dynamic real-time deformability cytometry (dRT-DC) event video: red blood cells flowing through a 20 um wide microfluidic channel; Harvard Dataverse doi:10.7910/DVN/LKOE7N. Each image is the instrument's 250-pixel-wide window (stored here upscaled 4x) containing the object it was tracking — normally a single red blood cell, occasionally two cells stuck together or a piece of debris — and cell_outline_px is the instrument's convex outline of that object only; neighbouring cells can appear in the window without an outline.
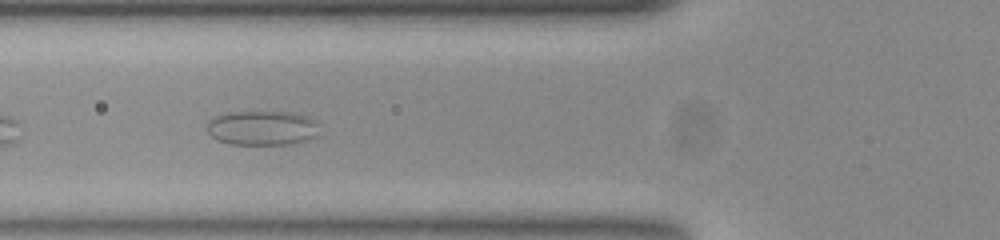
{"species": "common noctule bat (a hibernating species)", "species_latin": "Nyctalus noctula", "temperature_condition": "room temperature", "stored_images_in_passage": 41, "camera_frame_rate_fps": 3000, "um_per_image_px": 0.085, "animal": {"sex": "female", "body_mass_g": 23.0, "forearm_length_mm": 53.4}, "frame": {"image": 1, "passage_image": 8, "time_ms": 2.333, "image_size_px": [1000, 240], "cell_outline_px": [[312, 136], [304, 140], [288, 144], [232, 144], [216, 140], [208, 132], [208, 124], [216, 116], [224, 112], [288, 112], [304, 116], [312, 120]], "centroid_in_image_um": [22.13, 10.87], "position_along_channel_um": 103.7, "area_um2": 21.62}}
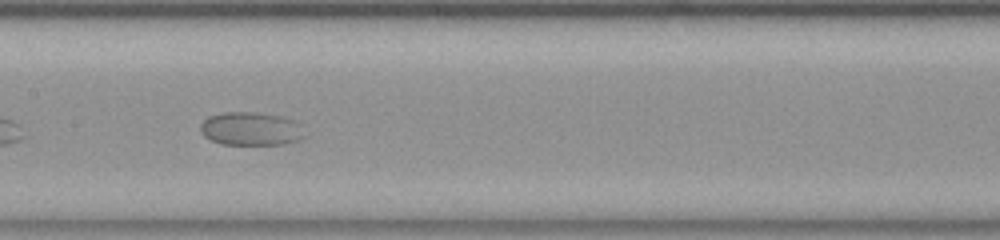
{"frame": {"image": 2, "passage_image": 15, "time_ms": 4.667, "image_size_px": [1000, 240], "cell_outline_px": [[296, 140], [284, 144], [224, 144], [212, 140], [204, 136], [200, 128], [200, 124], [208, 116], [220, 112], [256, 112], [280, 116], [292, 120]], "centroid_in_image_um": [21.09, 10.92], "position_along_channel_um": 186.3, "area_um2": 19.13}}
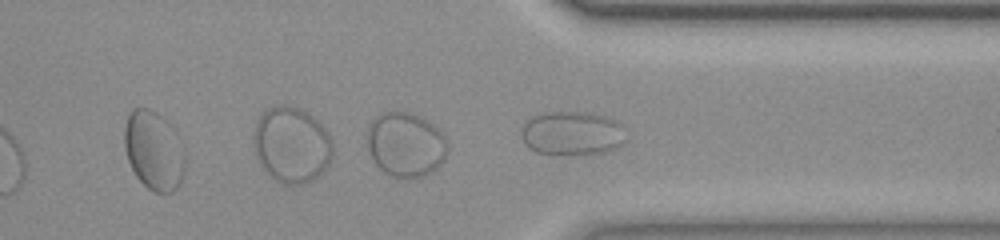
{"frame": {"image": 3, "passage_image": 30, "time_ms": 9.667, "image_size_px": [1000, 240], "cell_outline_px": [[624, 144], [616, 148], [604, 152], [568, 156], [536, 152], [524, 144], [520, 136], [520, 132], [524, 124], [532, 116], [552, 112], [592, 112], [608, 116], [624, 124]], "centroid_in_image_um": [48.65, 11.34], "position_along_channel_um": 362.7, "area_um2": 27.46}}